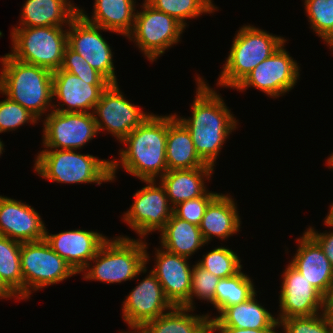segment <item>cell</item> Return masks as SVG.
<instances>
[{
  "instance_id": "cell-17",
  "label": "cell",
  "mask_w": 333,
  "mask_h": 333,
  "mask_svg": "<svg viewBox=\"0 0 333 333\" xmlns=\"http://www.w3.org/2000/svg\"><path fill=\"white\" fill-rule=\"evenodd\" d=\"M154 259L156 265L151 271L162 285L166 298L173 306L189 308L193 271L189 258L160 247L156 249Z\"/></svg>"
},
{
  "instance_id": "cell-1",
  "label": "cell",
  "mask_w": 333,
  "mask_h": 333,
  "mask_svg": "<svg viewBox=\"0 0 333 333\" xmlns=\"http://www.w3.org/2000/svg\"><path fill=\"white\" fill-rule=\"evenodd\" d=\"M196 83V96L191 105L192 116L176 117L189 130L199 157L214 167L223 144L231 132L236 130L238 120L224 103L221 94L209 87L203 77L197 76Z\"/></svg>"
},
{
  "instance_id": "cell-47",
  "label": "cell",
  "mask_w": 333,
  "mask_h": 333,
  "mask_svg": "<svg viewBox=\"0 0 333 333\" xmlns=\"http://www.w3.org/2000/svg\"><path fill=\"white\" fill-rule=\"evenodd\" d=\"M4 150V144L0 139V155L3 154L2 151Z\"/></svg>"
},
{
  "instance_id": "cell-41",
  "label": "cell",
  "mask_w": 333,
  "mask_h": 333,
  "mask_svg": "<svg viewBox=\"0 0 333 333\" xmlns=\"http://www.w3.org/2000/svg\"><path fill=\"white\" fill-rule=\"evenodd\" d=\"M278 333L275 329H241L234 327H210V333Z\"/></svg>"
},
{
  "instance_id": "cell-25",
  "label": "cell",
  "mask_w": 333,
  "mask_h": 333,
  "mask_svg": "<svg viewBox=\"0 0 333 333\" xmlns=\"http://www.w3.org/2000/svg\"><path fill=\"white\" fill-rule=\"evenodd\" d=\"M78 7L69 0H26L21 11L20 26L13 28L68 26L78 14Z\"/></svg>"
},
{
  "instance_id": "cell-8",
  "label": "cell",
  "mask_w": 333,
  "mask_h": 333,
  "mask_svg": "<svg viewBox=\"0 0 333 333\" xmlns=\"http://www.w3.org/2000/svg\"><path fill=\"white\" fill-rule=\"evenodd\" d=\"M20 261L23 276V299H28L32 291L60 283L77 274L63 258L51 249L45 239L23 242Z\"/></svg>"
},
{
  "instance_id": "cell-37",
  "label": "cell",
  "mask_w": 333,
  "mask_h": 333,
  "mask_svg": "<svg viewBox=\"0 0 333 333\" xmlns=\"http://www.w3.org/2000/svg\"><path fill=\"white\" fill-rule=\"evenodd\" d=\"M61 69L78 76L88 84H110V82L95 70L80 54L68 46L65 48Z\"/></svg>"
},
{
  "instance_id": "cell-2",
  "label": "cell",
  "mask_w": 333,
  "mask_h": 333,
  "mask_svg": "<svg viewBox=\"0 0 333 333\" xmlns=\"http://www.w3.org/2000/svg\"><path fill=\"white\" fill-rule=\"evenodd\" d=\"M168 115L151 113L122 141L127 147L120 149V160H111L112 181L121 164L127 173L141 181L156 180L167 171L166 140ZM121 162V163H120Z\"/></svg>"
},
{
  "instance_id": "cell-35",
  "label": "cell",
  "mask_w": 333,
  "mask_h": 333,
  "mask_svg": "<svg viewBox=\"0 0 333 333\" xmlns=\"http://www.w3.org/2000/svg\"><path fill=\"white\" fill-rule=\"evenodd\" d=\"M285 333H333L332 322L325 312L313 316L289 317L278 322Z\"/></svg>"
},
{
  "instance_id": "cell-33",
  "label": "cell",
  "mask_w": 333,
  "mask_h": 333,
  "mask_svg": "<svg viewBox=\"0 0 333 333\" xmlns=\"http://www.w3.org/2000/svg\"><path fill=\"white\" fill-rule=\"evenodd\" d=\"M310 27L330 47L333 45V0H304Z\"/></svg>"
},
{
  "instance_id": "cell-9",
  "label": "cell",
  "mask_w": 333,
  "mask_h": 333,
  "mask_svg": "<svg viewBox=\"0 0 333 333\" xmlns=\"http://www.w3.org/2000/svg\"><path fill=\"white\" fill-rule=\"evenodd\" d=\"M137 10L132 32L127 36L133 40L150 62L157 60L165 50L180 41L183 26L174 17L155 9L146 0Z\"/></svg>"
},
{
  "instance_id": "cell-29",
  "label": "cell",
  "mask_w": 333,
  "mask_h": 333,
  "mask_svg": "<svg viewBox=\"0 0 333 333\" xmlns=\"http://www.w3.org/2000/svg\"><path fill=\"white\" fill-rule=\"evenodd\" d=\"M194 309L174 306L156 319L148 321L142 327L148 333H210V321L206 315H194L188 312Z\"/></svg>"
},
{
  "instance_id": "cell-34",
  "label": "cell",
  "mask_w": 333,
  "mask_h": 333,
  "mask_svg": "<svg viewBox=\"0 0 333 333\" xmlns=\"http://www.w3.org/2000/svg\"><path fill=\"white\" fill-rule=\"evenodd\" d=\"M197 264L216 277L229 278L242 270L238 255L227 247H217L203 255Z\"/></svg>"
},
{
  "instance_id": "cell-12",
  "label": "cell",
  "mask_w": 333,
  "mask_h": 333,
  "mask_svg": "<svg viewBox=\"0 0 333 333\" xmlns=\"http://www.w3.org/2000/svg\"><path fill=\"white\" fill-rule=\"evenodd\" d=\"M145 187L134 193V202L123 215V220L141 239L165 227L173 214L164 186L156 180H143Z\"/></svg>"
},
{
  "instance_id": "cell-22",
  "label": "cell",
  "mask_w": 333,
  "mask_h": 333,
  "mask_svg": "<svg viewBox=\"0 0 333 333\" xmlns=\"http://www.w3.org/2000/svg\"><path fill=\"white\" fill-rule=\"evenodd\" d=\"M255 293L247 301L226 307L219 315L209 317L210 327L241 329H277L278 321L257 302Z\"/></svg>"
},
{
  "instance_id": "cell-40",
  "label": "cell",
  "mask_w": 333,
  "mask_h": 333,
  "mask_svg": "<svg viewBox=\"0 0 333 333\" xmlns=\"http://www.w3.org/2000/svg\"><path fill=\"white\" fill-rule=\"evenodd\" d=\"M306 232L319 244L333 267V232L318 233L313 227L307 228Z\"/></svg>"
},
{
  "instance_id": "cell-28",
  "label": "cell",
  "mask_w": 333,
  "mask_h": 333,
  "mask_svg": "<svg viewBox=\"0 0 333 333\" xmlns=\"http://www.w3.org/2000/svg\"><path fill=\"white\" fill-rule=\"evenodd\" d=\"M161 247L171 253L189 258L207 244L199 226L172 214L160 232Z\"/></svg>"
},
{
  "instance_id": "cell-6",
  "label": "cell",
  "mask_w": 333,
  "mask_h": 333,
  "mask_svg": "<svg viewBox=\"0 0 333 333\" xmlns=\"http://www.w3.org/2000/svg\"><path fill=\"white\" fill-rule=\"evenodd\" d=\"M287 40L253 25H243L233 39L217 86L233 89L261 62L269 58Z\"/></svg>"
},
{
  "instance_id": "cell-16",
  "label": "cell",
  "mask_w": 333,
  "mask_h": 333,
  "mask_svg": "<svg viewBox=\"0 0 333 333\" xmlns=\"http://www.w3.org/2000/svg\"><path fill=\"white\" fill-rule=\"evenodd\" d=\"M122 305V316L128 327H142L174 307L151 270L149 275L129 292Z\"/></svg>"
},
{
  "instance_id": "cell-36",
  "label": "cell",
  "mask_w": 333,
  "mask_h": 333,
  "mask_svg": "<svg viewBox=\"0 0 333 333\" xmlns=\"http://www.w3.org/2000/svg\"><path fill=\"white\" fill-rule=\"evenodd\" d=\"M219 280L220 278L203 269L197 263L193 265L189 309L195 308L194 296L210 302L215 307V290Z\"/></svg>"
},
{
  "instance_id": "cell-44",
  "label": "cell",
  "mask_w": 333,
  "mask_h": 333,
  "mask_svg": "<svg viewBox=\"0 0 333 333\" xmlns=\"http://www.w3.org/2000/svg\"><path fill=\"white\" fill-rule=\"evenodd\" d=\"M324 223L328 227L333 228V203H332V205H330V210H329L327 216L325 217Z\"/></svg>"
},
{
  "instance_id": "cell-14",
  "label": "cell",
  "mask_w": 333,
  "mask_h": 333,
  "mask_svg": "<svg viewBox=\"0 0 333 333\" xmlns=\"http://www.w3.org/2000/svg\"><path fill=\"white\" fill-rule=\"evenodd\" d=\"M67 46L80 54L110 83H118L115 75L112 48L99 33L105 30L86 21L79 13L67 26Z\"/></svg>"
},
{
  "instance_id": "cell-19",
  "label": "cell",
  "mask_w": 333,
  "mask_h": 333,
  "mask_svg": "<svg viewBox=\"0 0 333 333\" xmlns=\"http://www.w3.org/2000/svg\"><path fill=\"white\" fill-rule=\"evenodd\" d=\"M109 84H88L78 76L64 71L61 68L53 71L52 94L61 103L52 104L56 112H87L93 113L103 90ZM64 105L67 108H64ZM92 110V111H90Z\"/></svg>"
},
{
  "instance_id": "cell-10",
  "label": "cell",
  "mask_w": 333,
  "mask_h": 333,
  "mask_svg": "<svg viewBox=\"0 0 333 333\" xmlns=\"http://www.w3.org/2000/svg\"><path fill=\"white\" fill-rule=\"evenodd\" d=\"M284 43L263 62L259 63L237 86L243 91L259 89L272 98L291 91L299 80L300 66L284 48Z\"/></svg>"
},
{
  "instance_id": "cell-21",
  "label": "cell",
  "mask_w": 333,
  "mask_h": 333,
  "mask_svg": "<svg viewBox=\"0 0 333 333\" xmlns=\"http://www.w3.org/2000/svg\"><path fill=\"white\" fill-rule=\"evenodd\" d=\"M290 264L324 297L333 286V267L319 244L304 231Z\"/></svg>"
},
{
  "instance_id": "cell-13",
  "label": "cell",
  "mask_w": 333,
  "mask_h": 333,
  "mask_svg": "<svg viewBox=\"0 0 333 333\" xmlns=\"http://www.w3.org/2000/svg\"><path fill=\"white\" fill-rule=\"evenodd\" d=\"M118 86V83H110L103 90L93 114L98 133L106 130L122 143L151 113L130 103Z\"/></svg>"
},
{
  "instance_id": "cell-26",
  "label": "cell",
  "mask_w": 333,
  "mask_h": 333,
  "mask_svg": "<svg viewBox=\"0 0 333 333\" xmlns=\"http://www.w3.org/2000/svg\"><path fill=\"white\" fill-rule=\"evenodd\" d=\"M213 166L193 169L168 170L160 179L172 207L177 204L206 194L205 182L210 180ZM205 178V179H204Z\"/></svg>"
},
{
  "instance_id": "cell-5",
  "label": "cell",
  "mask_w": 333,
  "mask_h": 333,
  "mask_svg": "<svg viewBox=\"0 0 333 333\" xmlns=\"http://www.w3.org/2000/svg\"><path fill=\"white\" fill-rule=\"evenodd\" d=\"M34 169L43 179L57 183L112 182L111 160L69 149L42 150L35 158Z\"/></svg>"
},
{
  "instance_id": "cell-43",
  "label": "cell",
  "mask_w": 333,
  "mask_h": 333,
  "mask_svg": "<svg viewBox=\"0 0 333 333\" xmlns=\"http://www.w3.org/2000/svg\"><path fill=\"white\" fill-rule=\"evenodd\" d=\"M17 298L0 280V298L7 299V298Z\"/></svg>"
},
{
  "instance_id": "cell-46",
  "label": "cell",
  "mask_w": 333,
  "mask_h": 333,
  "mask_svg": "<svg viewBox=\"0 0 333 333\" xmlns=\"http://www.w3.org/2000/svg\"><path fill=\"white\" fill-rule=\"evenodd\" d=\"M327 161V165H328V168L329 169H332L333 170V153L331 154V156L330 157H328V159L326 160Z\"/></svg>"
},
{
  "instance_id": "cell-20",
  "label": "cell",
  "mask_w": 333,
  "mask_h": 333,
  "mask_svg": "<svg viewBox=\"0 0 333 333\" xmlns=\"http://www.w3.org/2000/svg\"><path fill=\"white\" fill-rule=\"evenodd\" d=\"M40 217L31 205L0 196V235L21 243L44 240L46 226Z\"/></svg>"
},
{
  "instance_id": "cell-24",
  "label": "cell",
  "mask_w": 333,
  "mask_h": 333,
  "mask_svg": "<svg viewBox=\"0 0 333 333\" xmlns=\"http://www.w3.org/2000/svg\"><path fill=\"white\" fill-rule=\"evenodd\" d=\"M91 18L81 8L78 13L89 23L105 31L128 36L134 26L136 0H94Z\"/></svg>"
},
{
  "instance_id": "cell-39",
  "label": "cell",
  "mask_w": 333,
  "mask_h": 333,
  "mask_svg": "<svg viewBox=\"0 0 333 333\" xmlns=\"http://www.w3.org/2000/svg\"><path fill=\"white\" fill-rule=\"evenodd\" d=\"M218 194L208 191L200 197L181 202L173 207V214L182 220L199 226L207 206Z\"/></svg>"
},
{
  "instance_id": "cell-4",
  "label": "cell",
  "mask_w": 333,
  "mask_h": 333,
  "mask_svg": "<svg viewBox=\"0 0 333 333\" xmlns=\"http://www.w3.org/2000/svg\"><path fill=\"white\" fill-rule=\"evenodd\" d=\"M145 239H131L120 235L107 239L91 260L95 265L88 264L83 270L84 279L101 281L108 284L128 281L141 273L147 272L149 262Z\"/></svg>"
},
{
  "instance_id": "cell-15",
  "label": "cell",
  "mask_w": 333,
  "mask_h": 333,
  "mask_svg": "<svg viewBox=\"0 0 333 333\" xmlns=\"http://www.w3.org/2000/svg\"><path fill=\"white\" fill-rule=\"evenodd\" d=\"M279 322L289 317L313 316L325 310V297L290 263L282 274Z\"/></svg>"
},
{
  "instance_id": "cell-7",
  "label": "cell",
  "mask_w": 333,
  "mask_h": 333,
  "mask_svg": "<svg viewBox=\"0 0 333 333\" xmlns=\"http://www.w3.org/2000/svg\"><path fill=\"white\" fill-rule=\"evenodd\" d=\"M66 27H28L11 29L12 52L16 60L41 66L52 72L61 68L67 47Z\"/></svg>"
},
{
  "instance_id": "cell-38",
  "label": "cell",
  "mask_w": 333,
  "mask_h": 333,
  "mask_svg": "<svg viewBox=\"0 0 333 333\" xmlns=\"http://www.w3.org/2000/svg\"><path fill=\"white\" fill-rule=\"evenodd\" d=\"M37 121L31 112L8 97L0 101V133L15 131L26 123L35 124Z\"/></svg>"
},
{
  "instance_id": "cell-45",
  "label": "cell",
  "mask_w": 333,
  "mask_h": 333,
  "mask_svg": "<svg viewBox=\"0 0 333 333\" xmlns=\"http://www.w3.org/2000/svg\"><path fill=\"white\" fill-rule=\"evenodd\" d=\"M134 331H131V333H148L143 327H130ZM121 333H130V332H121Z\"/></svg>"
},
{
  "instance_id": "cell-3",
  "label": "cell",
  "mask_w": 333,
  "mask_h": 333,
  "mask_svg": "<svg viewBox=\"0 0 333 333\" xmlns=\"http://www.w3.org/2000/svg\"><path fill=\"white\" fill-rule=\"evenodd\" d=\"M0 93L19 103L39 121L53 105L52 76L47 68L20 62L4 55L0 59Z\"/></svg>"
},
{
  "instance_id": "cell-18",
  "label": "cell",
  "mask_w": 333,
  "mask_h": 333,
  "mask_svg": "<svg viewBox=\"0 0 333 333\" xmlns=\"http://www.w3.org/2000/svg\"><path fill=\"white\" fill-rule=\"evenodd\" d=\"M44 239L53 251L80 274L108 238L92 230L76 229L50 234L46 229Z\"/></svg>"
},
{
  "instance_id": "cell-27",
  "label": "cell",
  "mask_w": 333,
  "mask_h": 333,
  "mask_svg": "<svg viewBox=\"0 0 333 333\" xmlns=\"http://www.w3.org/2000/svg\"><path fill=\"white\" fill-rule=\"evenodd\" d=\"M166 163L168 170L211 166L206 164L196 153L191 134L176 117V113L168 115Z\"/></svg>"
},
{
  "instance_id": "cell-30",
  "label": "cell",
  "mask_w": 333,
  "mask_h": 333,
  "mask_svg": "<svg viewBox=\"0 0 333 333\" xmlns=\"http://www.w3.org/2000/svg\"><path fill=\"white\" fill-rule=\"evenodd\" d=\"M21 245L19 241L0 235V280L19 300H23Z\"/></svg>"
},
{
  "instance_id": "cell-11",
  "label": "cell",
  "mask_w": 333,
  "mask_h": 333,
  "mask_svg": "<svg viewBox=\"0 0 333 333\" xmlns=\"http://www.w3.org/2000/svg\"><path fill=\"white\" fill-rule=\"evenodd\" d=\"M50 112V113H49ZM43 119V146L46 149L78 150L98 134L94 114L50 110Z\"/></svg>"
},
{
  "instance_id": "cell-23",
  "label": "cell",
  "mask_w": 333,
  "mask_h": 333,
  "mask_svg": "<svg viewBox=\"0 0 333 333\" xmlns=\"http://www.w3.org/2000/svg\"><path fill=\"white\" fill-rule=\"evenodd\" d=\"M232 197L218 194L207 206L201 224L200 231L206 243L212 237L221 241L240 231L241 219L237 206Z\"/></svg>"
},
{
  "instance_id": "cell-42",
  "label": "cell",
  "mask_w": 333,
  "mask_h": 333,
  "mask_svg": "<svg viewBox=\"0 0 333 333\" xmlns=\"http://www.w3.org/2000/svg\"><path fill=\"white\" fill-rule=\"evenodd\" d=\"M326 316L331 321L333 320V286L331 287L328 295L325 297V310Z\"/></svg>"
},
{
  "instance_id": "cell-32",
  "label": "cell",
  "mask_w": 333,
  "mask_h": 333,
  "mask_svg": "<svg viewBox=\"0 0 333 333\" xmlns=\"http://www.w3.org/2000/svg\"><path fill=\"white\" fill-rule=\"evenodd\" d=\"M155 9L174 17L186 27L187 19L213 13L218 8L212 0H146ZM216 6V7H215Z\"/></svg>"
},
{
  "instance_id": "cell-31",
  "label": "cell",
  "mask_w": 333,
  "mask_h": 333,
  "mask_svg": "<svg viewBox=\"0 0 333 333\" xmlns=\"http://www.w3.org/2000/svg\"><path fill=\"white\" fill-rule=\"evenodd\" d=\"M256 292L253 281L240 271L219 280L215 290V308L220 314L226 307L247 301Z\"/></svg>"
}]
</instances>
